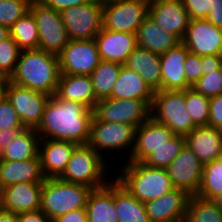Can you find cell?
Returning <instances> with one entry per match:
<instances>
[{"label": "cell", "instance_id": "cell-1", "mask_svg": "<svg viewBox=\"0 0 222 222\" xmlns=\"http://www.w3.org/2000/svg\"><path fill=\"white\" fill-rule=\"evenodd\" d=\"M92 118L93 110L81 103L61 100L53 95L45 105L42 121L36 131L40 139L85 145L89 141Z\"/></svg>", "mask_w": 222, "mask_h": 222}, {"label": "cell", "instance_id": "cell-2", "mask_svg": "<svg viewBox=\"0 0 222 222\" xmlns=\"http://www.w3.org/2000/svg\"><path fill=\"white\" fill-rule=\"evenodd\" d=\"M60 75L57 55L40 49L22 50L15 71L8 81L53 96L56 94Z\"/></svg>", "mask_w": 222, "mask_h": 222}, {"label": "cell", "instance_id": "cell-3", "mask_svg": "<svg viewBox=\"0 0 222 222\" xmlns=\"http://www.w3.org/2000/svg\"><path fill=\"white\" fill-rule=\"evenodd\" d=\"M115 179L142 203L157 199L173 189L166 168L152 167L143 162L127 161Z\"/></svg>", "mask_w": 222, "mask_h": 222}, {"label": "cell", "instance_id": "cell-4", "mask_svg": "<svg viewBox=\"0 0 222 222\" xmlns=\"http://www.w3.org/2000/svg\"><path fill=\"white\" fill-rule=\"evenodd\" d=\"M92 190L60 178H46L41 190L40 209L53 221L69 211L86 208Z\"/></svg>", "mask_w": 222, "mask_h": 222}, {"label": "cell", "instance_id": "cell-5", "mask_svg": "<svg viewBox=\"0 0 222 222\" xmlns=\"http://www.w3.org/2000/svg\"><path fill=\"white\" fill-rule=\"evenodd\" d=\"M107 167L105 157L98 154L92 147L88 144L78 145L59 178L66 182L97 189L110 182V178L108 180L110 174L108 173L112 171H106Z\"/></svg>", "mask_w": 222, "mask_h": 222}, {"label": "cell", "instance_id": "cell-6", "mask_svg": "<svg viewBox=\"0 0 222 222\" xmlns=\"http://www.w3.org/2000/svg\"><path fill=\"white\" fill-rule=\"evenodd\" d=\"M185 90L154 92L151 117L169 127L175 135L186 136L196 126L186 110Z\"/></svg>", "mask_w": 222, "mask_h": 222}, {"label": "cell", "instance_id": "cell-7", "mask_svg": "<svg viewBox=\"0 0 222 222\" xmlns=\"http://www.w3.org/2000/svg\"><path fill=\"white\" fill-rule=\"evenodd\" d=\"M151 117V106L140 99H100L94 109L92 121L123 123L139 127Z\"/></svg>", "mask_w": 222, "mask_h": 222}, {"label": "cell", "instance_id": "cell-8", "mask_svg": "<svg viewBox=\"0 0 222 222\" xmlns=\"http://www.w3.org/2000/svg\"><path fill=\"white\" fill-rule=\"evenodd\" d=\"M149 0H104L103 29L135 33L149 15Z\"/></svg>", "mask_w": 222, "mask_h": 222}, {"label": "cell", "instance_id": "cell-9", "mask_svg": "<svg viewBox=\"0 0 222 222\" xmlns=\"http://www.w3.org/2000/svg\"><path fill=\"white\" fill-rule=\"evenodd\" d=\"M103 1L92 0L60 12L69 40L95 39L103 28Z\"/></svg>", "mask_w": 222, "mask_h": 222}, {"label": "cell", "instance_id": "cell-10", "mask_svg": "<svg viewBox=\"0 0 222 222\" xmlns=\"http://www.w3.org/2000/svg\"><path fill=\"white\" fill-rule=\"evenodd\" d=\"M39 31V49L59 55L69 42L66 27L59 11L33 0L30 6Z\"/></svg>", "mask_w": 222, "mask_h": 222}, {"label": "cell", "instance_id": "cell-11", "mask_svg": "<svg viewBox=\"0 0 222 222\" xmlns=\"http://www.w3.org/2000/svg\"><path fill=\"white\" fill-rule=\"evenodd\" d=\"M135 130L134 126L128 124L91 121L90 137L87 144L102 157L107 151L110 154L111 150L114 152L115 150L116 152L127 150L131 155L135 145Z\"/></svg>", "mask_w": 222, "mask_h": 222}, {"label": "cell", "instance_id": "cell-12", "mask_svg": "<svg viewBox=\"0 0 222 222\" xmlns=\"http://www.w3.org/2000/svg\"><path fill=\"white\" fill-rule=\"evenodd\" d=\"M4 95L11 102L24 128L37 129L51 96L18 86L8 80L5 82Z\"/></svg>", "mask_w": 222, "mask_h": 222}, {"label": "cell", "instance_id": "cell-13", "mask_svg": "<svg viewBox=\"0 0 222 222\" xmlns=\"http://www.w3.org/2000/svg\"><path fill=\"white\" fill-rule=\"evenodd\" d=\"M61 74L90 76L102 61L92 40H69L58 55Z\"/></svg>", "mask_w": 222, "mask_h": 222}, {"label": "cell", "instance_id": "cell-14", "mask_svg": "<svg viewBox=\"0 0 222 222\" xmlns=\"http://www.w3.org/2000/svg\"><path fill=\"white\" fill-rule=\"evenodd\" d=\"M173 188L184 190L189 196L197 195L203 164L186 144L166 168Z\"/></svg>", "mask_w": 222, "mask_h": 222}, {"label": "cell", "instance_id": "cell-15", "mask_svg": "<svg viewBox=\"0 0 222 222\" xmlns=\"http://www.w3.org/2000/svg\"><path fill=\"white\" fill-rule=\"evenodd\" d=\"M182 43L199 56L222 55V28L205 19L190 20Z\"/></svg>", "mask_w": 222, "mask_h": 222}, {"label": "cell", "instance_id": "cell-16", "mask_svg": "<svg viewBox=\"0 0 222 222\" xmlns=\"http://www.w3.org/2000/svg\"><path fill=\"white\" fill-rule=\"evenodd\" d=\"M149 15L160 28L176 35L181 41L191 20L182 0L150 1Z\"/></svg>", "mask_w": 222, "mask_h": 222}, {"label": "cell", "instance_id": "cell-17", "mask_svg": "<svg viewBox=\"0 0 222 222\" xmlns=\"http://www.w3.org/2000/svg\"><path fill=\"white\" fill-rule=\"evenodd\" d=\"M43 182H19L0 189V208L14 213L40 209Z\"/></svg>", "mask_w": 222, "mask_h": 222}, {"label": "cell", "instance_id": "cell-18", "mask_svg": "<svg viewBox=\"0 0 222 222\" xmlns=\"http://www.w3.org/2000/svg\"><path fill=\"white\" fill-rule=\"evenodd\" d=\"M189 195L173 188L157 199L144 203L150 222H184Z\"/></svg>", "mask_w": 222, "mask_h": 222}, {"label": "cell", "instance_id": "cell-19", "mask_svg": "<svg viewBox=\"0 0 222 222\" xmlns=\"http://www.w3.org/2000/svg\"><path fill=\"white\" fill-rule=\"evenodd\" d=\"M102 61L124 64L138 47L135 33L103 29L94 39Z\"/></svg>", "mask_w": 222, "mask_h": 222}, {"label": "cell", "instance_id": "cell-20", "mask_svg": "<svg viewBox=\"0 0 222 222\" xmlns=\"http://www.w3.org/2000/svg\"><path fill=\"white\" fill-rule=\"evenodd\" d=\"M175 134L164 124L152 117L135 130V145L126 161L142 162L153 150L168 141Z\"/></svg>", "mask_w": 222, "mask_h": 222}, {"label": "cell", "instance_id": "cell-21", "mask_svg": "<svg viewBox=\"0 0 222 222\" xmlns=\"http://www.w3.org/2000/svg\"><path fill=\"white\" fill-rule=\"evenodd\" d=\"M77 146L71 141L40 139L38 154L45 178H59Z\"/></svg>", "mask_w": 222, "mask_h": 222}, {"label": "cell", "instance_id": "cell-22", "mask_svg": "<svg viewBox=\"0 0 222 222\" xmlns=\"http://www.w3.org/2000/svg\"><path fill=\"white\" fill-rule=\"evenodd\" d=\"M189 51L181 42L160 55L161 90L184 91L190 86L186 82L184 64Z\"/></svg>", "mask_w": 222, "mask_h": 222}, {"label": "cell", "instance_id": "cell-23", "mask_svg": "<svg viewBox=\"0 0 222 222\" xmlns=\"http://www.w3.org/2000/svg\"><path fill=\"white\" fill-rule=\"evenodd\" d=\"M185 144L203 165L222 158V131L215 127H195L185 136Z\"/></svg>", "mask_w": 222, "mask_h": 222}, {"label": "cell", "instance_id": "cell-24", "mask_svg": "<svg viewBox=\"0 0 222 222\" xmlns=\"http://www.w3.org/2000/svg\"><path fill=\"white\" fill-rule=\"evenodd\" d=\"M55 95L61 100L81 103L91 110L99 101L90 76L61 74Z\"/></svg>", "mask_w": 222, "mask_h": 222}, {"label": "cell", "instance_id": "cell-25", "mask_svg": "<svg viewBox=\"0 0 222 222\" xmlns=\"http://www.w3.org/2000/svg\"><path fill=\"white\" fill-rule=\"evenodd\" d=\"M137 46L155 54L162 55L182 41L174 34L168 33L148 15L136 32Z\"/></svg>", "mask_w": 222, "mask_h": 222}, {"label": "cell", "instance_id": "cell-26", "mask_svg": "<svg viewBox=\"0 0 222 222\" xmlns=\"http://www.w3.org/2000/svg\"><path fill=\"white\" fill-rule=\"evenodd\" d=\"M39 154L24 161L0 160V189L19 182H44Z\"/></svg>", "mask_w": 222, "mask_h": 222}, {"label": "cell", "instance_id": "cell-27", "mask_svg": "<svg viewBox=\"0 0 222 222\" xmlns=\"http://www.w3.org/2000/svg\"><path fill=\"white\" fill-rule=\"evenodd\" d=\"M123 65L137 72L154 92L161 90L160 55L137 47Z\"/></svg>", "mask_w": 222, "mask_h": 222}, {"label": "cell", "instance_id": "cell-28", "mask_svg": "<svg viewBox=\"0 0 222 222\" xmlns=\"http://www.w3.org/2000/svg\"><path fill=\"white\" fill-rule=\"evenodd\" d=\"M86 210L90 222H118L114 204V178L107 185L90 192Z\"/></svg>", "mask_w": 222, "mask_h": 222}, {"label": "cell", "instance_id": "cell-29", "mask_svg": "<svg viewBox=\"0 0 222 222\" xmlns=\"http://www.w3.org/2000/svg\"><path fill=\"white\" fill-rule=\"evenodd\" d=\"M153 96L154 91L145 83L142 77L137 72L122 65L110 98L140 99L151 106Z\"/></svg>", "mask_w": 222, "mask_h": 222}, {"label": "cell", "instance_id": "cell-30", "mask_svg": "<svg viewBox=\"0 0 222 222\" xmlns=\"http://www.w3.org/2000/svg\"><path fill=\"white\" fill-rule=\"evenodd\" d=\"M114 204L118 222H150L144 203L114 178Z\"/></svg>", "mask_w": 222, "mask_h": 222}, {"label": "cell", "instance_id": "cell-31", "mask_svg": "<svg viewBox=\"0 0 222 222\" xmlns=\"http://www.w3.org/2000/svg\"><path fill=\"white\" fill-rule=\"evenodd\" d=\"M39 141L36 129L24 128L1 151L0 160L24 161L35 158L39 153Z\"/></svg>", "mask_w": 222, "mask_h": 222}, {"label": "cell", "instance_id": "cell-32", "mask_svg": "<svg viewBox=\"0 0 222 222\" xmlns=\"http://www.w3.org/2000/svg\"><path fill=\"white\" fill-rule=\"evenodd\" d=\"M9 31L21 51L39 49L38 26L31 12L19 18L9 28Z\"/></svg>", "mask_w": 222, "mask_h": 222}, {"label": "cell", "instance_id": "cell-33", "mask_svg": "<svg viewBox=\"0 0 222 222\" xmlns=\"http://www.w3.org/2000/svg\"><path fill=\"white\" fill-rule=\"evenodd\" d=\"M122 65L115 62L101 61L90 74L98 100L111 96Z\"/></svg>", "mask_w": 222, "mask_h": 222}, {"label": "cell", "instance_id": "cell-34", "mask_svg": "<svg viewBox=\"0 0 222 222\" xmlns=\"http://www.w3.org/2000/svg\"><path fill=\"white\" fill-rule=\"evenodd\" d=\"M184 222H222V210L212 200L191 195Z\"/></svg>", "mask_w": 222, "mask_h": 222}, {"label": "cell", "instance_id": "cell-35", "mask_svg": "<svg viewBox=\"0 0 222 222\" xmlns=\"http://www.w3.org/2000/svg\"><path fill=\"white\" fill-rule=\"evenodd\" d=\"M185 145V137L174 135L153 150L142 162L152 167L167 168Z\"/></svg>", "mask_w": 222, "mask_h": 222}, {"label": "cell", "instance_id": "cell-36", "mask_svg": "<svg viewBox=\"0 0 222 222\" xmlns=\"http://www.w3.org/2000/svg\"><path fill=\"white\" fill-rule=\"evenodd\" d=\"M220 193H222V158L203 165L197 196L212 200Z\"/></svg>", "mask_w": 222, "mask_h": 222}, {"label": "cell", "instance_id": "cell-37", "mask_svg": "<svg viewBox=\"0 0 222 222\" xmlns=\"http://www.w3.org/2000/svg\"><path fill=\"white\" fill-rule=\"evenodd\" d=\"M186 110L196 127L208 126L209 123V97H206L194 88L185 90Z\"/></svg>", "mask_w": 222, "mask_h": 222}, {"label": "cell", "instance_id": "cell-38", "mask_svg": "<svg viewBox=\"0 0 222 222\" xmlns=\"http://www.w3.org/2000/svg\"><path fill=\"white\" fill-rule=\"evenodd\" d=\"M33 0H0V25L10 28L30 12Z\"/></svg>", "mask_w": 222, "mask_h": 222}, {"label": "cell", "instance_id": "cell-39", "mask_svg": "<svg viewBox=\"0 0 222 222\" xmlns=\"http://www.w3.org/2000/svg\"><path fill=\"white\" fill-rule=\"evenodd\" d=\"M20 51L11 36L0 42V78L8 80L14 73Z\"/></svg>", "mask_w": 222, "mask_h": 222}, {"label": "cell", "instance_id": "cell-40", "mask_svg": "<svg viewBox=\"0 0 222 222\" xmlns=\"http://www.w3.org/2000/svg\"><path fill=\"white\" fill-rule=\"evenodd\" d=\"M192 88L209 98L222 94V68L202 75Z\"/></svg>", "mask_w": 222, "mask_h": 222}, {"label": "cell", "instance_id": "cell-41", "mask_svg": "<svg viewBox=\"0 0 222 222\" xmlns=\"http://www.w3.org/2000/svg\"><path fill=\"white\" fill-rule=\"evenodd\" d=\"M24 129L21 121L8 98L3 95L0 98V129Z\"/></svg>", "mask_w": 222, "mask_h": 222}, {"label": "cell", "instance_id": "cell-42", "mask_svg": "<svg viewBox=\"0 0 222 222\" xmlns=\"http://www.w3.org/2000/svg\"><path fill=\"white\" fill-rule=\"evenodd\" d=\"M184 68L186 82L190 87H193L202 76L201 56L189 52L185 60Z\"/></svg>", "mask_w": 222, "mask_h": 222}, {"label": "cell", "instance_id": "cell-43", "mask_svg": "<svg viewBox=\"0 0 222 222\" xmlns=\"http://www.w3.org/2000/svg\"><path fill=\"white\" fill-rule=\"evenodd\" d=\"M208 126L222 131V94L209 98Z\"/></svg>", "mask_w": 222, "mask_h": 222}, {"label": "cell", "instance_id": "cell-44", "mask_svg": "<svg viewBox=\"0 0 222 222\" xmlns=\"http://www.w3.org/2000/svg\"><path fill=\"white\" fill-rule=\"evenodd\" d=\"M191 20L205 19L209 10V0H182Z\"/></svg>", "mask_w": 222, "mask_h": 222}, {"label": "cell", "instance_id": "cell-45", "mask_svg": "<svg viewBox=\"0 0 222 222\" xmlns=\"http://www.w3.org/2000/svg\"><path fill=\"white\" fill-rule=\"evenodd\" d=\"M205 20L222 28V0H209V10Z\"/></svg>", "mask_w": 222, "mask_h": 222}, {"label": "cell", "instance_id": "cell-46", "mask_svg": "<svg viewBox=\"0 0 222 222\" xmlns=\"http://www.w3.org/2000/svg\"><path fill=\"white\" fill-rule=\"evenodd\" d=\"M44 5L61 12L62 10L70 7H76L89 3L92 0H39Z\"/></svg>", "mask_w": 222, "mask_h": 222}, {"label": "cell", "instance_id": "cell-47", "mask_svg": "<svg viewBox=\"0 0 222 222\" xmlns=\"http://www.w3.org/2000/svg\"><path fill=\"white\" fill-rule=\"evenodd\" d=\"M202 75L222 68V55L201 56Z\"/></svg>", "mask_w": 222, "mask_h": 222}, {"label": "cell", "instance_id": "cell-48", "mask_svg": "<svg viewBox=\"0 0 222 222\" xmlns=\"http://www.w3.org/2000/svg\"><path fill=\"white\" fill-rule=\"evenodd\" d=\"M17 222H52L41 210L17 213Z\"/></svg>", "mask_w": 222, "mask_h": 222}, {"label": "cell", "instance_id": "cell-49", "mask_svg": "<svg viewBox=\"0 0 222 222\" xmlns=\"http://www.w3.org/2000/svg\"><path fill=\"white\" fill-rule=\"evenodd\" d=\"M87 218V210L86 208L77 209L74 211H69L56 219L52 222H82Z\"/></svg>", "mask_w": 222, "mask_h": 222}, {"label": "cell", "instance_id": "cell-50", "mask_svg": "<svg viewBox=\"0 0 222 222\" xmlns=\"http://www.w3.org/2000/svg\"><path fill=\"white\" fill-rule=\"evenodd\" d=\"M23 129H0V151H2Z\"/></svg>", "mask_w": 222, "mask_h": 222}, {"label": "cell", "instance_id": "cell-51", "mask_svg": "<svg viewBox=\"0 0 222 222\" xmlns=\"http://www.w3.org/2000/svg\"><path fill=\"white\" fill-rule=\"evenodd\" d=\"M0 222H17V213L0 208Z\"/></svg>", "mask_w": 222, "mask_h": 222}, {"label": "cell", "instance_id": "cell-52", "mask_svg": "<svg viewBox=\"0 0 222 222\" xmlns=\"http://www.w3.org/2000/svg\"><path fill=\"white\" fill-rule=\"evenodd\" d=\"M10 37V31L8 27L0 25V42Z\"/></svg>", "mask_w": 222, "mask_h": 222}, {"label": "cell", "instance_id": "cell-53", "mask_svg": "<svg viewBox=\"0 0 222 222\" xmlns=\"http://www.w3.org/2000/svg\"><path fill=\"white\" fill-rule=\"evenodd\" d=\"M212 201L222 210V193L215 196Z\"/></svg>", "mask_w": 222, "mask_h": 222}, {"label": "cell", "instance_id": "cell-54", "mask_svg": "<svg viewBox=\"0 0 222 222\" xmlns=\"http://www.w3.org/2000/svg\"><path fill=\"white\" fill-rule=\"evenodd\" d=\"M5 82V79L0 78V92H4Z\"/></svg>", "mask_w": 222, "mask_h": 222}, {"label": "cell", "instance_id": "cell-55", "mask_svg": "<svg viewBox=\"0 0 222 222\" xmlns=\"http://www.w3.org/2000/svg\"><path fill=\"white\" fill-rule=\"evenodd\" d=\"M82 222H90L89 221V219H88V217L85 219V220H83Z\"/></svg>", "mask_w": 222, "mask_h": 222}, {"label": "cell", "instance_id": "cell-56", "mask_svg": "<svg viewBox=\"0 0 222 222\" xmlns=\"http://www.w3.org/2000/svg\"><path fill=\"white\" fill-rule=\"evenodd\" d=\"M4 95V92H0V98Z\"/></svg>", "mask_w": 222, "mask_h": 222}]
</instances>
